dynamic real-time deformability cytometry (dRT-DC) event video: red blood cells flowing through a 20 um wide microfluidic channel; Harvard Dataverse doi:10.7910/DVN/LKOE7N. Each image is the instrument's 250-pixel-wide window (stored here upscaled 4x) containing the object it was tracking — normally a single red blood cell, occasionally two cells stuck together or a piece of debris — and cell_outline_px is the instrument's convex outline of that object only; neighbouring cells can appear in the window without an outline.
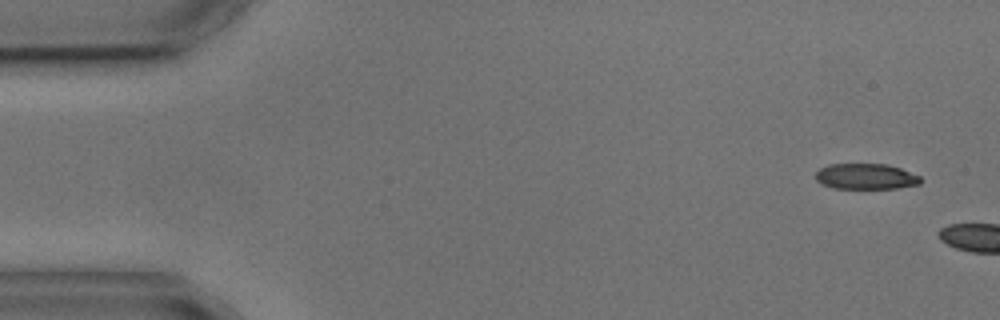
{"species": "common noctule bat (a hibernating species)", "species_latin": "Nyctalus noctula", "temperature_condition": "cold", "stored_images_in_passage": 2, "camera_frame_rate_fps": 3000, "um_per_image_px": 0.085, "animal": {"sex": "male", "body_mass_g": 17.9, "forearm_length_mm": 54.2}, "frame": {"image": 1, "passage_image": 1, "time_ms": 0.0, "image_size_px": [1000, 320], "cell_outline_px": [[920, 184], [896, 188], [832, 188], [820, 184], [816, 180], [816, 172], [820, 168], [828, 164], [888, 164], [900, 168], [920, 176]], "centroid_in_image_um": [73.56, 14.99], "position_along_channel_um": 11.4, "area_um2": 15.72}}